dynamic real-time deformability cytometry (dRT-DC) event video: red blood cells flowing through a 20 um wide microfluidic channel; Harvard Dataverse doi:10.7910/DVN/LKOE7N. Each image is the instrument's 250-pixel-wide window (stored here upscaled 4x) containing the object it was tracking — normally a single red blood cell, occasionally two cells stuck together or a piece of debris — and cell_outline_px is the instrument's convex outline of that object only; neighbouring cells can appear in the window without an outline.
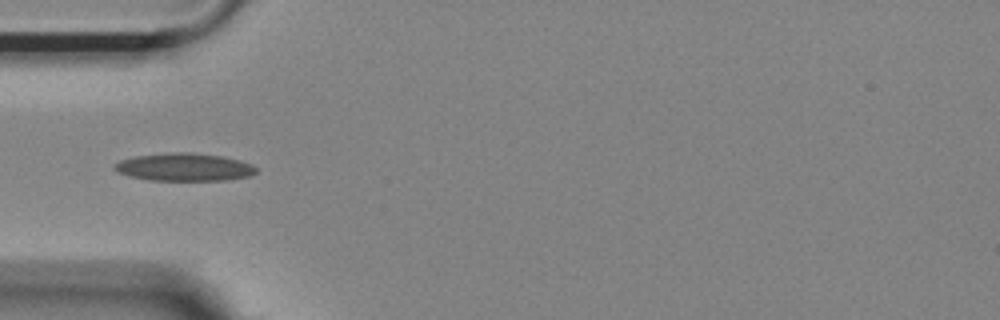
{"species": "Egyptian fruit bat (a non-hibernating species)", "species_latin": "Rousettus aegyptiacus", "temperature_condition": "room temperature", "stored_images_in_passage": 38, "camera_frame_rate_fps": 3000, "um_per_image_px": 0.085, "animal": {"sex": "female"}, "frame": {"image": 1, "passage_image": 1, "time_ms": 0.0, "image_size_px": [1000, 320], "cell_outline_px": [[256, 172], [248, 176], [224, 180], [148, 180], [128, 176], [116, 172], [112, 168], [120, 160], [136, 156], [172, 152], [192, 152], [224, 156], [240, 160], [252, 164], [256, 168]], "centroid_in_image_um": [15.64, 14.2], "position_along_channel_um": 69.4, "area_um2": 23.0}}
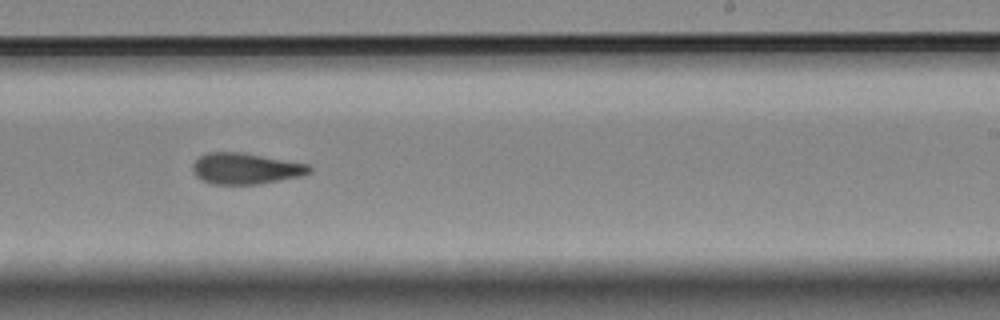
{"frame": {"image": 2, "passage_image": 17, "time_ms": 5.333, "image_size_px": [1000, 320], "cell_outline_px": [[312, 172], [300, 176], [260, 184], [212, 184], [200, 180], [192, 172], [192, 164], [200, 156], [208, 152], [240, 152], [308, 164], [312, 168]], "centroid_in_image_um": [20.85, 14.33], "position_along_channel_um": 268.2, "area_um2": 21.15}}
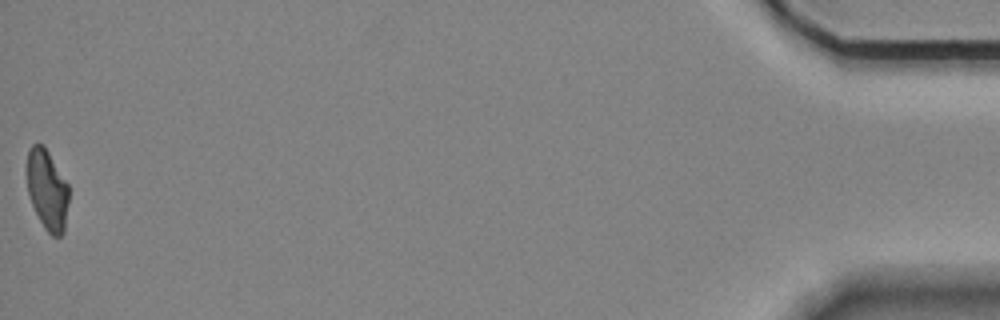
{"frame": {"image": 3, "passage_image": 38, "time_ms": 12.333, "image_size_px": [1000, 320], "cell_outline_px": [[68, 200], [64, 232], [60, 236], [52, 236], [44, 228], [32, 204], [28, 192], [28, 148], [32, 144], [44, 144], [68, 184]], "centroid_in_image_um": [4.03, 16.12], "position_along_channel_um": 431.2, "area_um2": 19.36}, "authors_computed_cell_mechanics": {"area_um2": 20.8369, "velocity_mm_per_s": 3.7134, "shape_relaxation_time_tau1_ms": null, "shape_relaxation_time_tau2_ms": 2.616, "deformation_change_tau1": null, "deformation_change_tau2": 0.0975}}